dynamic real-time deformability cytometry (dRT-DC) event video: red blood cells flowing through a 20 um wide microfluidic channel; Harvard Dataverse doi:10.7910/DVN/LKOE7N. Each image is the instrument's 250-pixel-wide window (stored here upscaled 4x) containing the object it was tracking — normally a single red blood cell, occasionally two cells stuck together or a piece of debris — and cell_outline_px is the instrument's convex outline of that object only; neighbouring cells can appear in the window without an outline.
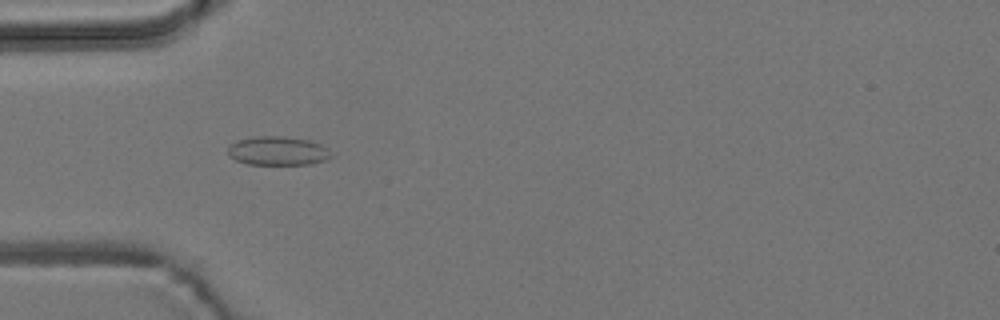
{"species": "common noctule bat (a hibernating species)", "species_latin": "Nyctalus noctula", "temperature_condition": "room temperature", "stored_images_in_passage": 7, "camera_frame_rate_fps": 3000, "um_per_image_px": 0.085, "animal": {"sex": "male", "body_mass_g": 19.2, "forearm_length_mm": 51.8}, "frame": {"image": 1, "passage_image": 6, "time_ms": 6.667, "image_size_px": [1000, 320], "cell_outline_px": [[332, 156], [324, 160], [312, 164], [248, 164], [236, 160], [228, 156], [228, 148], [236, 140], [252, 136], [284, 136], [308, 140], [320, 144], [328, 148]], "centroid_in_image_um": [23.59, 12.82], "position_along_channel_um": 61.4, "area_um2": 17.4}}
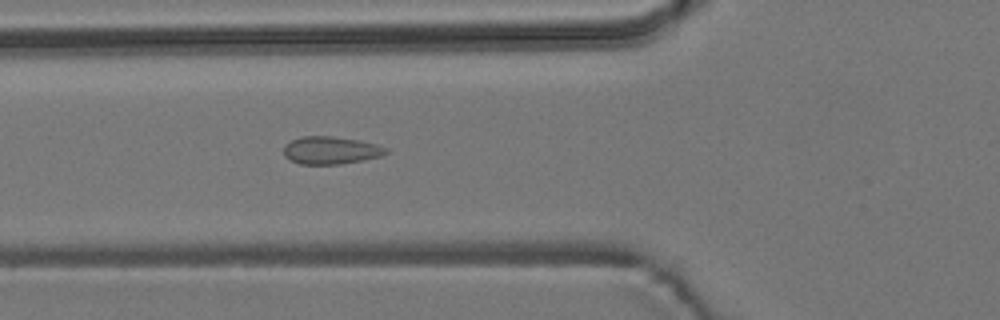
{"frame": {"image": 2, "passage_image": 7, "time_ms": 7.667, "image_size_px": [1000, 320], "cell_outline_px": [[388, 152], [380, 156], [340, 164], [300, 164], [284, 156], [284, 144], [292, 140], [304, 136], [332, 136], [360, 140], [376, 144], [388, 148]], "centroid_in_image_um": [28.11, 12.77], "position_along_channel_um": 97.7, "area_um2": 16.36}}